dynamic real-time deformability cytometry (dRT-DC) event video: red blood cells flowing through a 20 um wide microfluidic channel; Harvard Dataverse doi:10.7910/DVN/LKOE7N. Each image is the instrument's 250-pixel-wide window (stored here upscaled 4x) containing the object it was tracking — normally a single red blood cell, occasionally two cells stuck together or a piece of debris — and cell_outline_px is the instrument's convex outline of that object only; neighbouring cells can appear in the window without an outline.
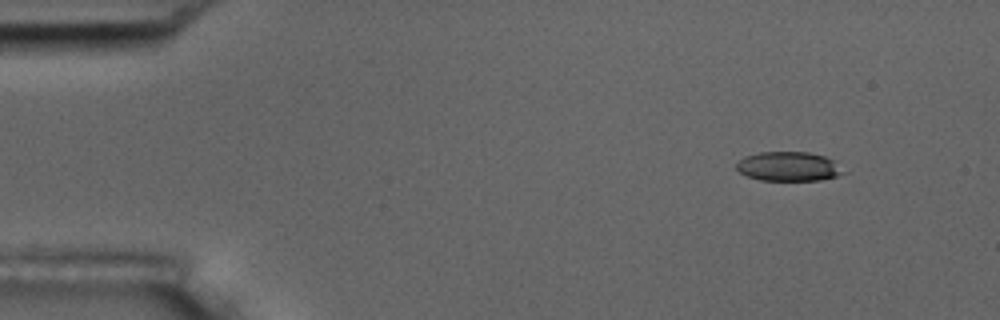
{"species": "common noctule bat (a hibernating species)", "species_latin": "Nyctalus noctula", "temperature_condition": "room temperature", "stored_images_in_passage": 4, "camera_frame_rate_fps": 3000, "um_per_image_px": 0.085, "animal": {"sex": "male", "body_mass_g": 17.5, "forearm_length_mm": 52.3}, "frame": {"image": 1, "passage_image": 1, "time_ms": 0.0, "image_size_px": [1000, 320], "cell_outline_px": [[848, 172], [836, 176], [820, 180], [760, 180], [748, 176], [740, 172], [736, 168], [736, 164], [744, 156], [760, 152], [808, 152], [824, 156], [836, 160]], "centroid_in_image_um": [67.09, 14.14], "position_along_channel_um": 17.9, "area_um2": 18.44}}
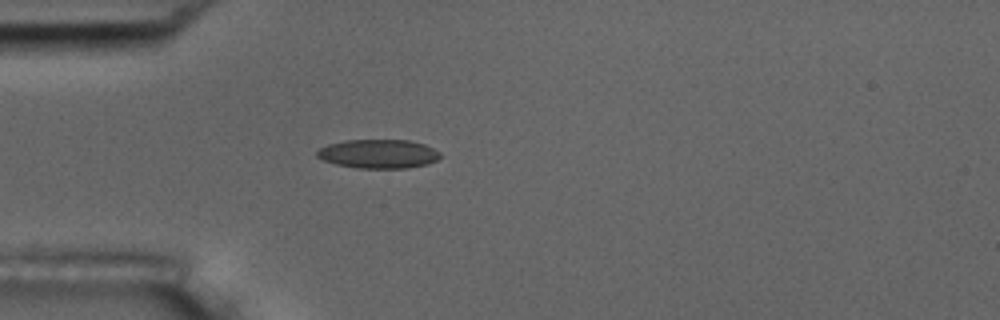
{"frame": {"image": 2, "passage_image": 4, "time_ms": 3.333, "image_size_px": [1000, 320], "cell_outline_px": [[440, 156], [436, 160], [428, 164], [408, 168], [356, 168], [336, 164], [324, 160], [316, 156], [316, 152], [320, 148], [328, 144], [344, 140], [408, 140], [424, 144], [440, 152]], "centroid_in_image_um": [32.16, 13.08], "position_along_channel_um": 52.8, "area_um2": 20.75}}